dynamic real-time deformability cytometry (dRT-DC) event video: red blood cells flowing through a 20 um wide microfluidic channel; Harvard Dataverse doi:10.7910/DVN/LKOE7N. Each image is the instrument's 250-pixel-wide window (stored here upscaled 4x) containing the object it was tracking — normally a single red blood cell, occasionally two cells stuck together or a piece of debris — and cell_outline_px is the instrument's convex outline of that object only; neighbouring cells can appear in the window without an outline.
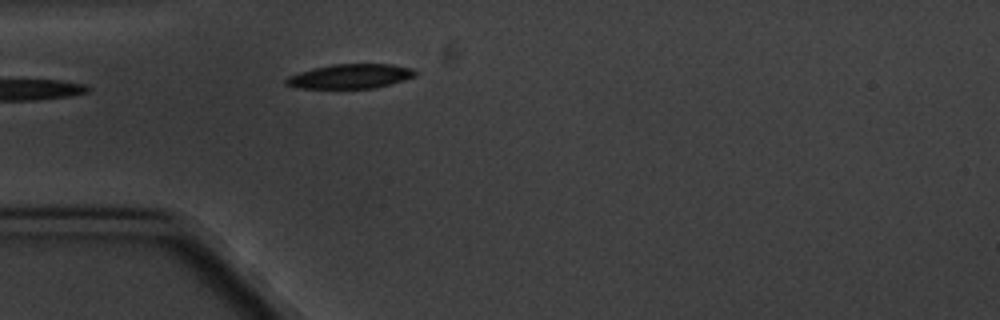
{"species": "common noctule bat (a hibernating species)", "species_latin": "Nyctalus noctula", "temperature_condition": "cold", "stored_images_in_passage": 1, "camera_frame_rate_fps": 3000, "um_per_image_px": 0.085, "animal": {"sex": "male", "body_mass_g": 20.1, "forearm_length_mm": 53.5}, "frame": {"image": 1, "passage_image": 1, "time_ms": 0.0, "image_size_px": [1000, 320], "cell_outline_px": [[416, 76], [404, 80], [376, 88], [296, 88], [284, 84], [284, 80], [288, 76], [300, 72], [332, 64], [392, 64], [412, 68], [416, 72]], "centroid_in_image_um": [29.78, 6.49], "position_along_channel_um": 55.2, "area_um2": 18.38}}